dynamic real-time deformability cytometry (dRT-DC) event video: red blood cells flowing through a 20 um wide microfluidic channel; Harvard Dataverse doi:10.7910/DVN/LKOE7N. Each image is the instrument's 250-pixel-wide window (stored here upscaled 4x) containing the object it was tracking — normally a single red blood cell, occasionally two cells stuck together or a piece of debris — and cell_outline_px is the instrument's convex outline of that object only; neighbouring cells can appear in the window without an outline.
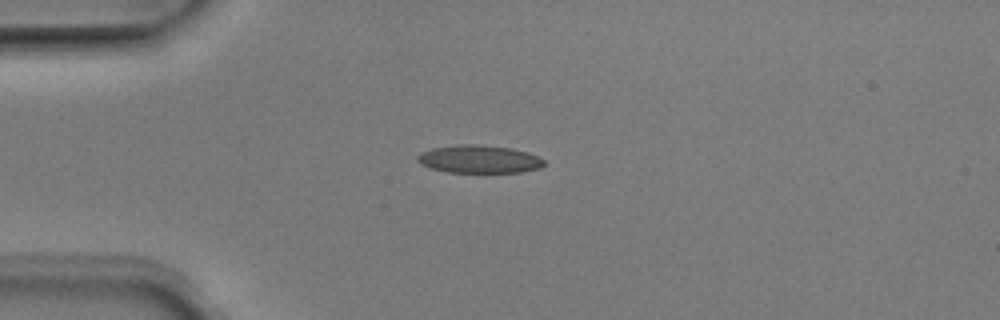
{"species": "Egyptian fruit bat (a non-hibernating species)", "species_latin": "Rousettus aegyptiacus", "temperature_condition": "room temperature", "stored_images_in_passage": 5, "camera_frame_rate_fps": 3000, "um_per_image_px": 0.085, "animal": {"sex": "male"}, "frame": {"image": 1, "passage_image": 3, "time_ms": 0.667, "image_size_px": [1000, 320], "cell_outline_px": [[544, 164], [540, 168], [520, 172], [448, 172], [432, 168], [420, 164], [416, 160], [416, 156], [420, 152], [432, 148], [456, 144], [480, 144], [512, 148], [536, 156], [544, 160]], "centroid_in_image_um": [40.67, 13.52], "position_along_channel_um": 44.3, "area_um2": 20.58}}
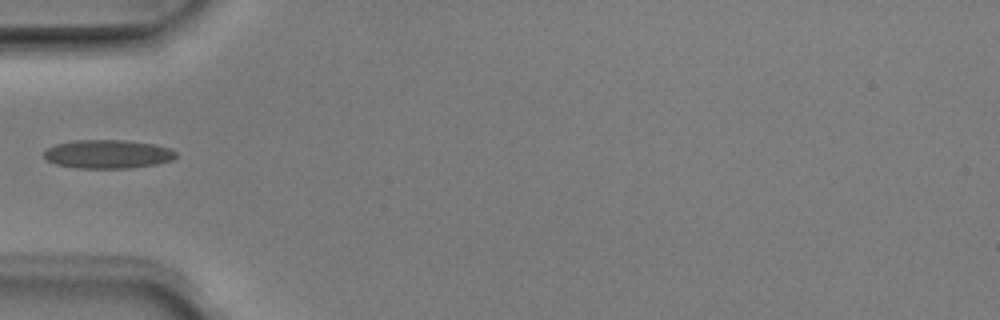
{"frame": {"image": 2, "passage_image": 4, "time_ms": 1.0, "image_size_px": [1000, 320], "cell_outline_px": [[176, 156], [172, 160], [156, 164], [128, 168], [76, 168], [56, 164], [48, 160], [44, 156], [44, 152], [48, 148], [56, 144], [76, 140], [124, 140], [152, 144], [172, 148], [176, 152]], "centroid_in_image_um": [9.18, 13.1], "position_along_channel_um": 75.8, "area_um2": 21.91}}
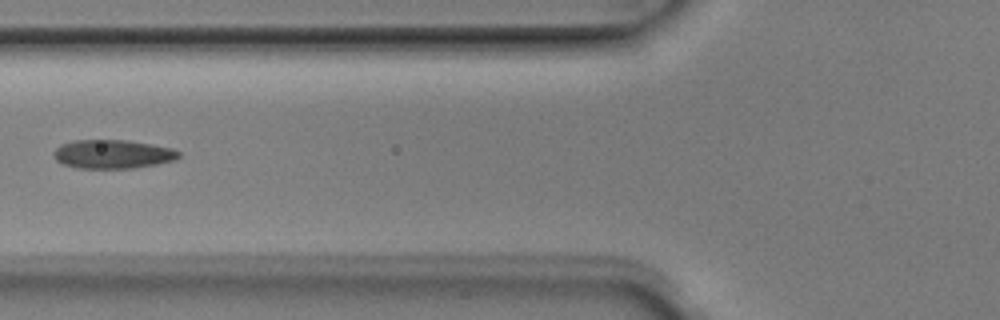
{"frame": {"image": 3, "passage_image": 5, "time_ms": 1.333, "image_size_px": [1000, 320], "cell_outline_px": [[180, 156], [176, 160], [156, 164], [132, 168], [76, 168], [60, 164], [52, 156], [52, 152], [60, 144], [72, 140], [128, 140], [152, 144], [172, 148], [180, 152]], "centroid_in_image_um": [9.53, 13.1], "position_along_channel_um": 116.3, "area_um2": 21.27}}